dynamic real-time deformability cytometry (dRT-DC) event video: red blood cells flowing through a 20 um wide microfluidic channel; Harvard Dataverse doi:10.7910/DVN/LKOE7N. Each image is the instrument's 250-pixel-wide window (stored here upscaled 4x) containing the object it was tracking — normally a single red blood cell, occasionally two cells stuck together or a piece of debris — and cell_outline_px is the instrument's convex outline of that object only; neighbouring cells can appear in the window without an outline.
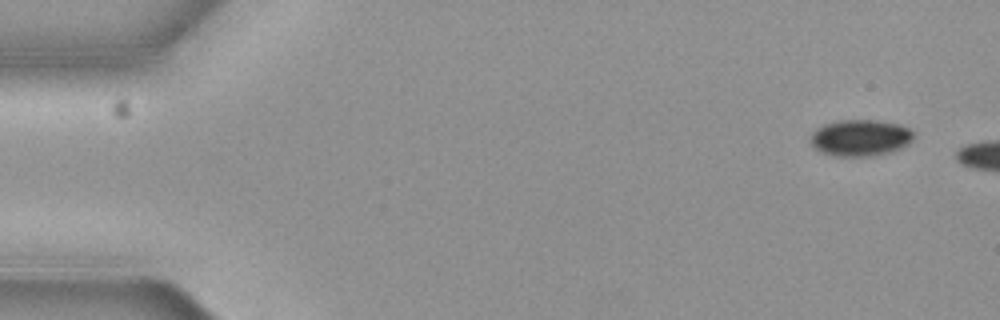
{"species": "common noctule bat (a hibernating species)", "species_latin": "Nyctalus noctula", "temperature_condition": "cold", "stored_images_in_passage": 3, "camera_frame_rate_fps": 3000, "um_per_image_px": 0.085, "animal": {"sex": "female", "body_mass_g": 19.3, "forearm_length_mm": 54.1}, "frame": {"image": 1, "passage_image": 1, "time_ms": 0.0, "image_size_px": [1000, 320], "cell_outline_px": [[916, 136], [908, 144], [900, 148], [888, 152], [868, 156], [836, 156], [824, 152], [816, 148], [812, 144], [812, 132], [816, 128], [824, 124], [836, 120], [876, 120], [900, 124], [916, 132]], "centroid_in_image_um": [73.17, 11.69], "position_along_channel_um": 11.8, "area_um2": 21.85}}